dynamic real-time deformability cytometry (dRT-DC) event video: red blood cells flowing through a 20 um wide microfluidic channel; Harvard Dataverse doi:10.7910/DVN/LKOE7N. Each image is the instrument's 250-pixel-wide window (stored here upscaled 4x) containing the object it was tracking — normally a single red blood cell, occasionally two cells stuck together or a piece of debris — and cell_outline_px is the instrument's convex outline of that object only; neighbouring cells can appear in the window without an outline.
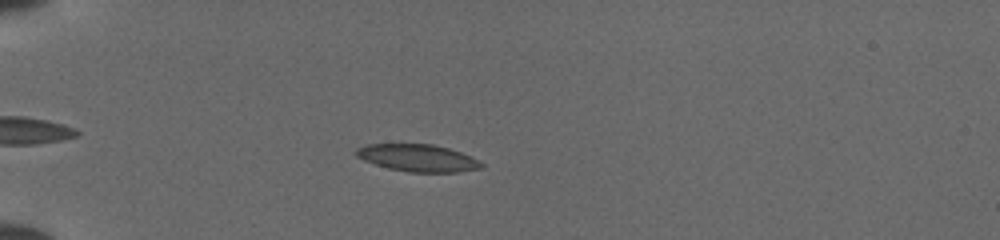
{"species": "common noctule bat (a hibernating species)", "species_latin": "Nyctalus noctula", "temperature_condition": "cold", "stored_images_in_passage": 42, "camera_frame_rate_fps": 3000, "um_per_image_px": 0.085, "animal": {"sex": "female", "body_mass_g": 19.5, "forearm_length_mm": 54.1}, "frame": {"image": 1, "passage_image": 10, "time_ms": 3.0, "image_size_px": [1000, 240], "cell_outline_px": [[484, 168], [456, 172], [408, 172], [388, 168], [364, 160], [356, 156], [356, 148], [368, 144], [432, 144], [448, 148], [472, 156], [484, 164]], "centroid_in_image_um": [35.54, 13.42], "position_along_channel_um": 49.5, "area_um2": 19.83}}
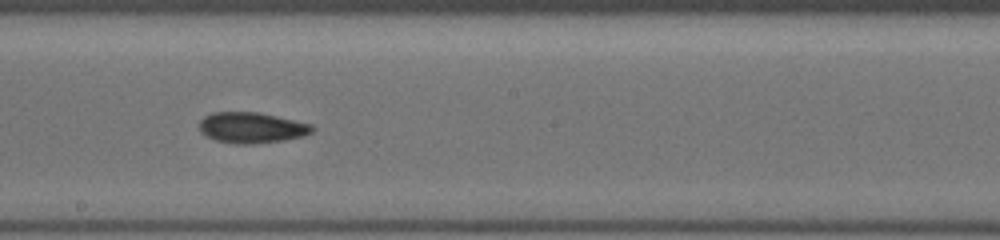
{"frame": {"image": 2, "passage_image": 25, "time_ms": 8.0, "image_size_px": [1000, 240], "cell_outline_px": [[316, 128], [312, 132], [304, 136], [284, 140], [256, 144], [236, 144], [216, 140], [200, 132], [200, 120], [204, 116], [212, 112], [256, 112], [276, 116], [312, 124]], "centroid_in_image_um": [21.41, 10.85], "position_along_channel_um": 226.8, "area_um2": 20.29}}
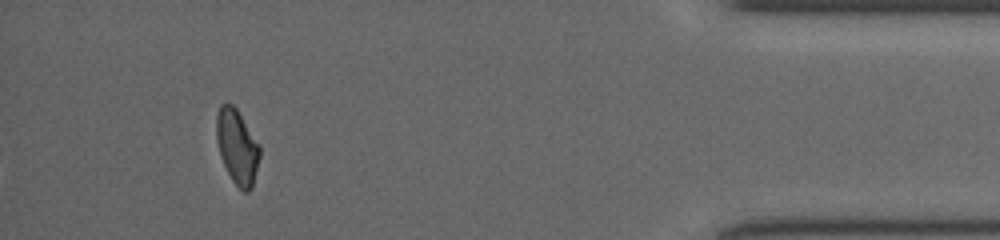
{"frame": {"image": 3, "passage_image": 42, "time_ms": 13.667, "image_size_px": [1000, 240], "cell_outline_px": [[260, 156], [252, 188], [248, 192], [244, 192], [232, 180], [220, 156], [216, 140], [216, 116], [220, 104], [232, 104], [236, 108], [260, 144]], "centroid_in_image_um": [20.16, 12.46], "position_along_channel_um": 415.0, "area_um2": 18.84}}